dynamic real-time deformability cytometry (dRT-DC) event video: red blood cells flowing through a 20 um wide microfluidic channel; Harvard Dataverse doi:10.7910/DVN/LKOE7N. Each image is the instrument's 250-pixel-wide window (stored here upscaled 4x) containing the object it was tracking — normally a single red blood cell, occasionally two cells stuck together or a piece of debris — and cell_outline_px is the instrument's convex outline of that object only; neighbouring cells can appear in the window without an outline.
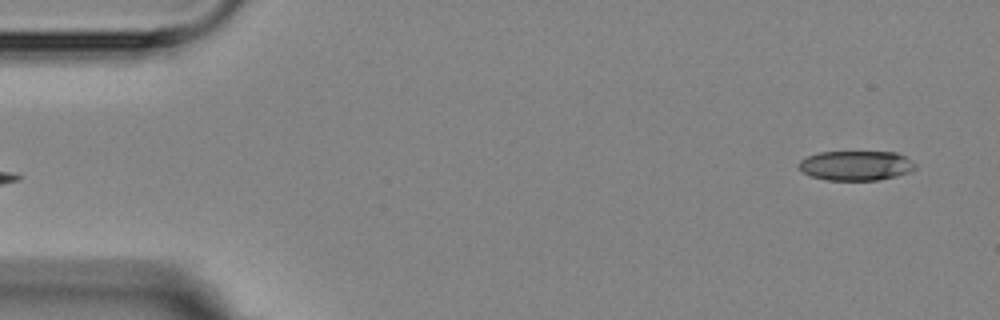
{"species": "Egyptian fruit bat (a non-hibernating species)", "species_latin": "Rousettus aegyptiacus", "temperature_condition": "room temperature", "stored_images_in_passage": 4, "segment_of_instrument_passage": [2, 2], "camera_frame_rate_fps": 3000, "um_per_image_px": 0.085, "animal": {"sex": "female"}, "frame": {"image": 1, "passage_image": 4, "time_ms": 4.0, "image_size_px": [1000, 320], "cell_outline_px": [[916, 168], [912, 172], [880, 180], [828, 180], [812, 176], [800, 172], [796, 164], [800, 160], [808, 156], [820, 152], [896, 152], [904, 156], [916, 164]], "centroid_in_image_um": [72.74, 14.08], "position_along_channel_um": 12.3, "area_um2": 20.35}}